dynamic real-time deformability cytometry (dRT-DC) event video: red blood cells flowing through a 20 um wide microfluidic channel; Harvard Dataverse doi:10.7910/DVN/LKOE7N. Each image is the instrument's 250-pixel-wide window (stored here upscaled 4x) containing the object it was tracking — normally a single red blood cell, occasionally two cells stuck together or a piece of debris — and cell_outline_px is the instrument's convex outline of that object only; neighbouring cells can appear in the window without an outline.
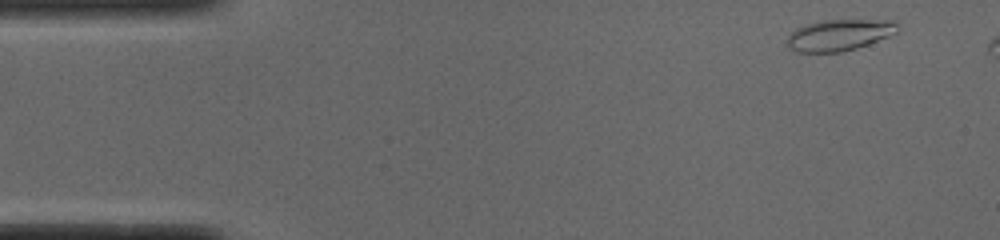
{"species": "common noctule bat (a hibernating species)", "species_latin": "Nyctalus noctula", "temperature_condition": "cold", "stored_images_in_passage": 44, "camera_frame_rate_fps": 3000, "um_per_image_px": 0.085, "animal": {"sex": "male", "body_mass_g": 19.0, "forearm_length_mm": 50.8}, "frame": {"image": 1, "passage_image": 1, "time_ms": 0.0, "image_size_px": [1000, 240], "cell_outline_px": [[896, 32], [888, 36], [868, 44], [856, 48], [840, 52], [796, 52], [788, 48], [788, 36], [796, 28], [808, 24], [824, 20], [892, 20], [896, 24]], "centroid_in_image_um": [71.3, 2.98], "position_along_channel_um": 13.7, "area_um2": 19.83}}
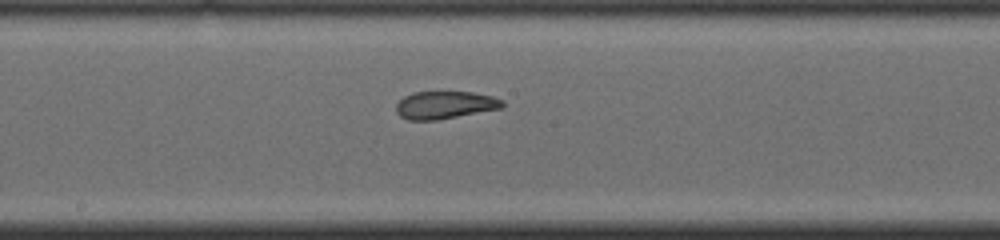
{"frame": {"image": 2, "passage_image": 24, "time_ms": 7.667, "image_size_px": [1000, 240], "cell_outline_px": [[504, 108], [436, 120], [408, 120], [400, 116], [396, 112], [396, 104], [404, 96], [412, 92], [472, 92], [492, 96], [504, 100]], "centroid_in_image_um": [37.83, 8.92], "position_along_channel_um": 210.4, "area_um2": 17.22}}
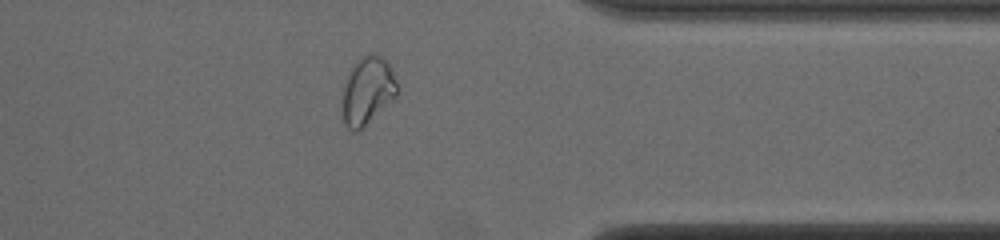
{"frame": {"image": 3, "passage_image": 38, "time_ms": 12.333, "image_size_px": [1000, 240], "cell_outline_px": [[400, 88], [396, 96], [356, 132], [352, 132], [344, 124], [344, 88], [352, 64], [368, 52], [376, 52], [388, 64]], "centroid_in_image_um": [31.26, 7.66], "position_along_channel_um": 380.1, "area_um2": 21.1}, "authors_computed_cell_mechanics": {"area_um2": 18.5827, "velocity_mm_per_s": 3.8849, "shape_relaxation_time_tau1_ms": null, "shape_relaxation_time_tau2_ms": 1.8919, "deformation_change_tau1": null, "deformation_change_tau2": 0.0737}}